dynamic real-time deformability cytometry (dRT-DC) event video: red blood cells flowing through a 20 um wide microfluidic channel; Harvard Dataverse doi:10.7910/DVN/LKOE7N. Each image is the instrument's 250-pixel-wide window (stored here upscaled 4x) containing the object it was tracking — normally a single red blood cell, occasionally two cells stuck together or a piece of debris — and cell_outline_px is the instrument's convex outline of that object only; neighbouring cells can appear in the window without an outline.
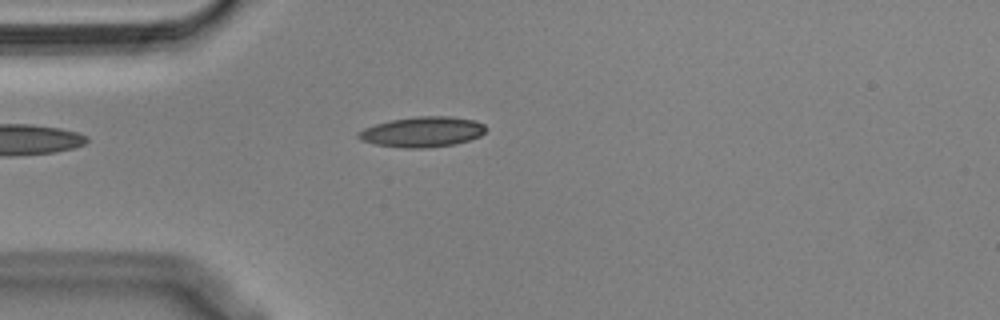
{"species": "Egyptian fruit bat (a non-hibernating species)", "species_latin": "Rousettus aegyptiacus", "temperature_condition": "cold", "stored_images_in_passage": 41, "camera_frame_rate_fps": 3000, "um_per_image_px": 0.085, "animal": {"sex": "male"}, "frame": {"image": 1, "passage_image": 1, "time_ms": 0.0, "image_size_px": [1000, 320], "cell_outline_px": [[488, 128], [480, 136], [456, 144], [428, 148], [400, 148], [372, 144], [360, 140], [356, 136], [356, 132], [364, 128], [376, 124], [392, 120], [416, 116], [448, 116], [476, 120], [484, 124]], "centroid_in_image_um": [35.88, 11.22], "position_along_channel_um": 49.1, "area_um2": 22.83}}
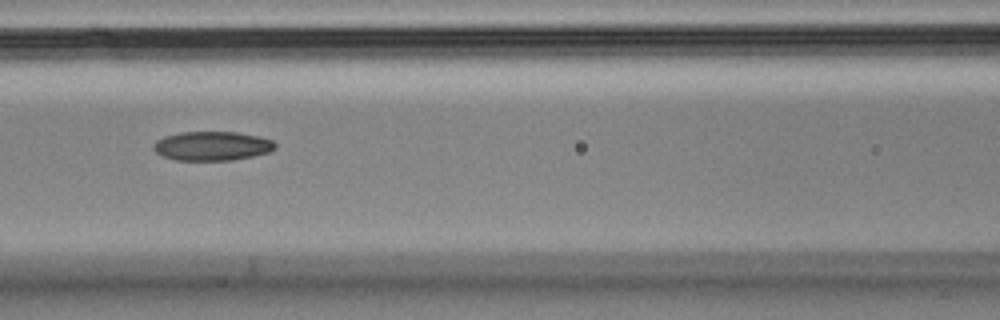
{"frame": {"image": 2, "passage_image": 10, "time_ms": 3.0, "image_size_px": [1000, 320], "cell_outline_px": [[276, 148], [268, 152], [252, 156], [232, 160], [176, 160], [164, 156], [156, 152], [152, 148], [152, 144], [156, 140], [164, 136], [180, 132], [236, 132], [260, 136], [272, 140], [276, 144]], "centroid_in_image_um": [18.02, 12.4], "position_along_channel_um": 148.6, "area_um2": 20.69}}
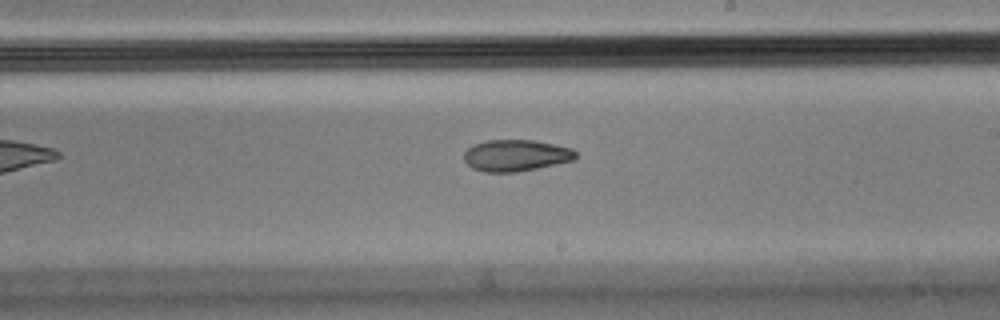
{"frame": {"image": 3, "passage_image": 18, "time_ms": 5.667, "image_size_px": [1000, 320], "cell_outline_px": [[576, 156], [572, 160], [556, 164], [516, 172], [484, 172], [472, 168], [464, 160], [464, 152], [472, 144], [488, 140], [532, 140], [572, 148], [576, 152]], "centroid_in_image_um": [43.81, 13.21], "position_along_channel_um": 245.2, "area_um2": 20.4}}